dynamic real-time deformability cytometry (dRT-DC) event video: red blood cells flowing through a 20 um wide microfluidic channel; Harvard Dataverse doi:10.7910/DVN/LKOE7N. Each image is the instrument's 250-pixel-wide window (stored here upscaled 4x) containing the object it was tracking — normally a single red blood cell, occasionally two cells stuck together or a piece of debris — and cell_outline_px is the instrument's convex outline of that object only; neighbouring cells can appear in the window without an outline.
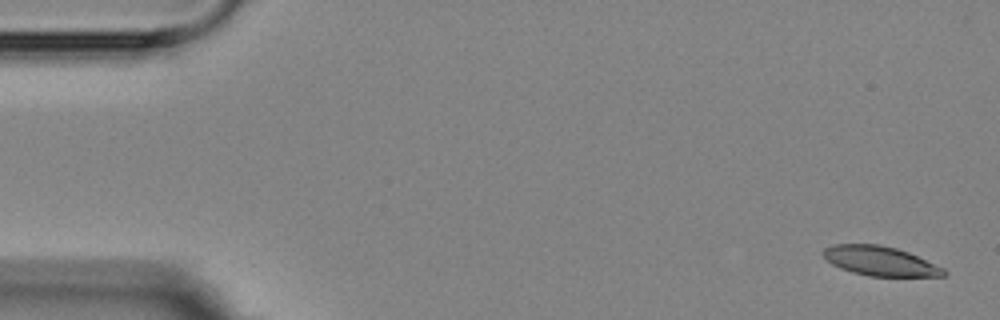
{"species": "Egyptian fruit bat (a non-hibernating species)", "species_latin": "Rousettus aegyptiacus", "temperature_condition": "room temperature", "stored_images_in_passage": 4, "camera_frame_rate_fps": 3000, "um_per_image_px": 0.085, "animal": {"sex": "female"}, "frame": {"image": 1, "passage_image": 1, "time_ms": 0.0, "image_size_px": [1000, 320], "cell_outline_px": [[948, 272], [944, 276], [868, 276], [852, 272], [840, 268], [832, 264], [820, 252], [824, 248], [832, 244], [880, 244], [896, 248], [908, 252], [944, 268]], "centroid_in_image_um": [74.79, 22.18], "position_along_channel_um": 10.2, "area_um2": 20.69}}
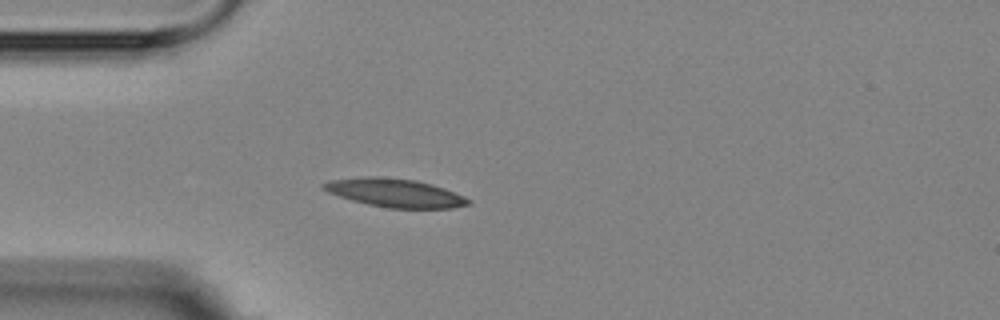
{"frame": {"image": 2, "passage_image": 4, "time_ms": 4.333, "image_size_px": [1000, 320], "cell_outline_px": [[472, 204], [452, 208], [388, 208], [368, 204], [352, 200], [328, 192], [320, 184], [332, 180], [364, 176], [376, 176], [416, 180], [432, 184], [444, 188], [464, 196], [472, 200]], "centroid_in_image_um": [33.62, 16.39], "position_along_channel_um": 51.4, "area_um2": 23.93}}